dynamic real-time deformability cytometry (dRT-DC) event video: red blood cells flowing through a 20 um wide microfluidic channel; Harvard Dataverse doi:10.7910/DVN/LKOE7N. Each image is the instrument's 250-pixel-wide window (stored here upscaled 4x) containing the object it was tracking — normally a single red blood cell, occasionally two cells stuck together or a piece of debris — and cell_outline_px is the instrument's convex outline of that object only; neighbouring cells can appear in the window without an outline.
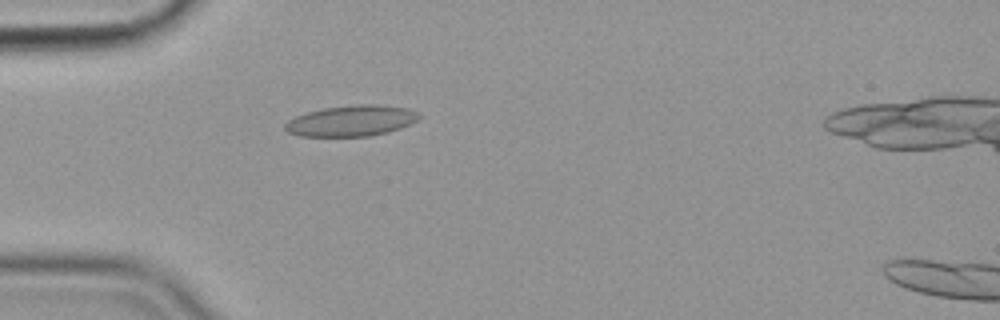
{"species": "common noctule bat (a hibernating species)", "species_latin": "Nyctalus noctula", "temperature_condition": "cold", "stored_images_in_passage": 58, "segment_of_instrument_passage": [1, 2], "camera_frame_rate_fps": 3000, "um_per_image_px": 0.085, "animal": {"sex": "female", "body_mass_g": 19.9}, "frame": {"image": 1, "passage_image": 17, "time_ms": 5.333, "image_size_px": [1000, 320], "cell_outline_px": [[420, 116], [416, 120], [400, 128], [388, 132], [368, 136], [300, 136], [288, 132], [284, 128], [284, 124], [288, 120], [304, 112], [324, 108], [356, 104], [376, 104], [408, 108], [416, 112]], "centroid_in_image_um": [29.82, 10.26], "position_along_channel_um": 55.2, "area_um2": 24.04}}
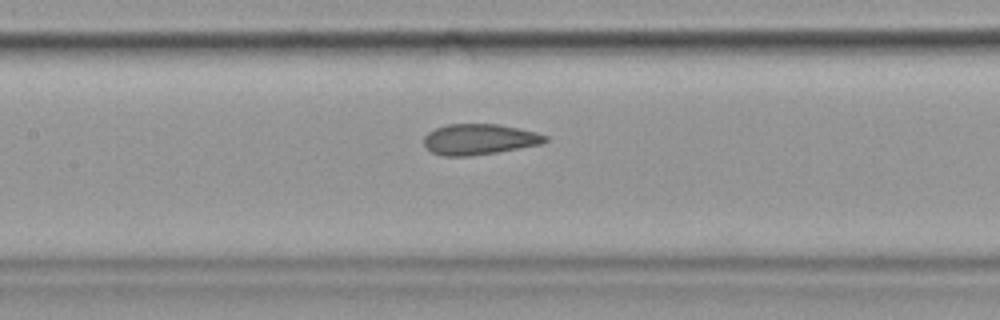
{"frame": {"image": 2, "passage_image": 27, "time_ms": 8.667, "image_size_px": [1000, 320], "cell_outline_px": [[548, 140], [540, 144], [496, 152], [468, 156], [444, 156], [432, 152], [424, 144], [424, 136], [428, 132], [436, 128], [448, 124], [496, 124], [536, 132], [548, 136]], "centroid_in_image_um": [40.72, 11.84], "position_along_channel_um": 166.7, "area_um2": 21.44}}
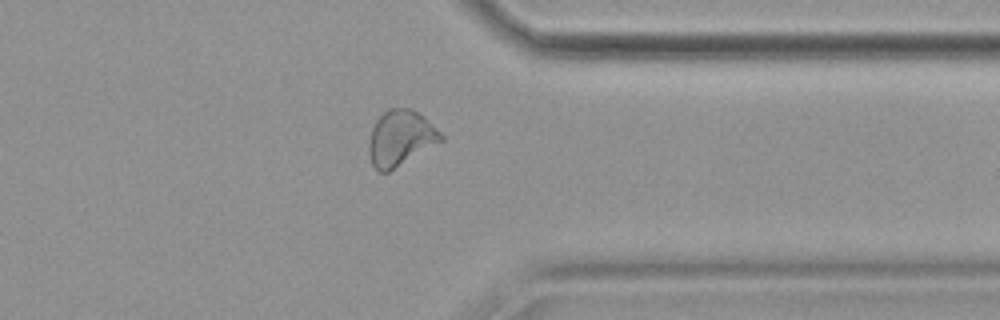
{"frame": {"image": 3, "passage_image": 45, "time_ms": 14.667, "image_size_px": [1000, 320], "cell_outline_px": [[444, 140], [388, 172], [380, 172], [372, 164], [368, 148], [368, 144], [372, 128], [376, 120], [388, 108], [412, 108], [440, 132], [444, 136]], "centroid_in_image_um": [34.03, 11.74], "position_along_channel_um": 377.4, "area_um2": 23.0}}